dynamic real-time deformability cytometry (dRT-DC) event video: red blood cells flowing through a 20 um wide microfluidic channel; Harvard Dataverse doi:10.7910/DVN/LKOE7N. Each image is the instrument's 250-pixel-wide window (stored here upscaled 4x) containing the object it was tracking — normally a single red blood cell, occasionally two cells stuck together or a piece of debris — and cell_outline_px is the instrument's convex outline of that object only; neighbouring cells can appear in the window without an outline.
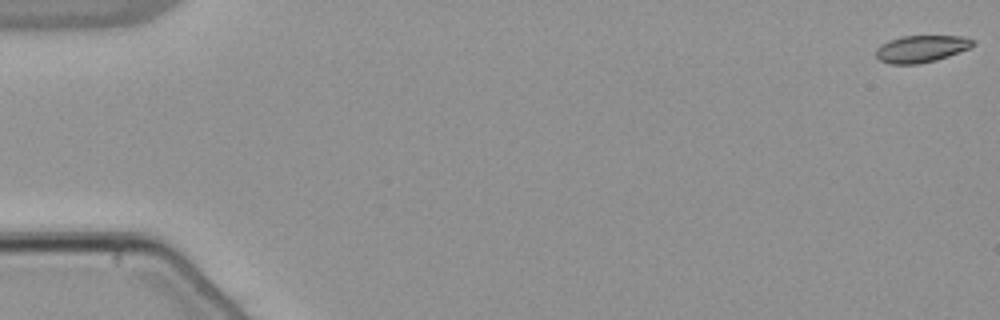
{"species": "common noctule bat (a hibernating species)", "species_latin": "Nyctalus noctula", "temperature_condition": "warm", "stored_images_in_passage": 54, "camera_frame_rate_fps": 3000, "um_per_image_px": 0.085, "animal": {"sex": "male", "body_mass_g": 21.5, "forearm_length_mm": 52.0}, "frame": {"image": 1, "passage_image": 1, "time_ms": 0.0, "image_size_px": [1000, 320], "cell_outline_px": [[976, 44], [968, 48], [948, 56], [936, 60], [920, 64], [892, 64], [880, 60], [876, 56], [876, 48], [888, 40], [904, 36], [960, 36], [976, 40]], "centroid_in_image_um": [78.31, 4.15], "position_along_channel_um": 6.7, "area_um2": 15.2}}
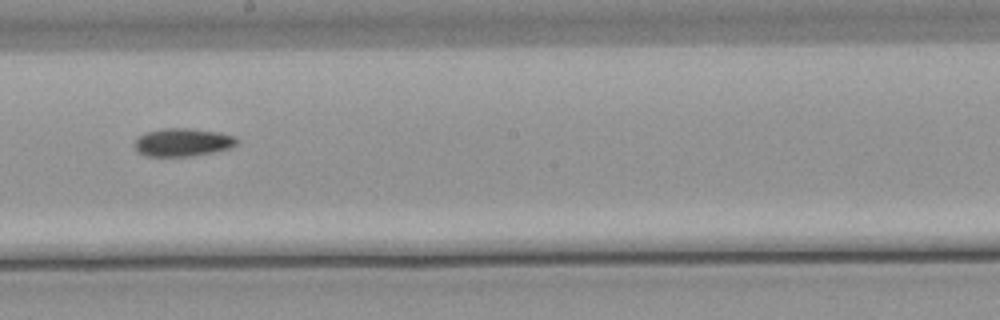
{"frame": {"image": 2, "passage_image": 31, "time_ms": 10.0, "image_size_px": [1000, 320], "cell_outline_px": [[240, 140], [236, 144], [228, 148], [212, 152], [192, 156], [144, 156], [136, 152], [132, 144], [136, 136], [144, 132], [164, 128], [192, 128], [220, 132], [232, 136]], "centroid_in_image_um": [15.43, 12.09], "position_along_channel_um": 232.8, "area_um2": 17.05}}
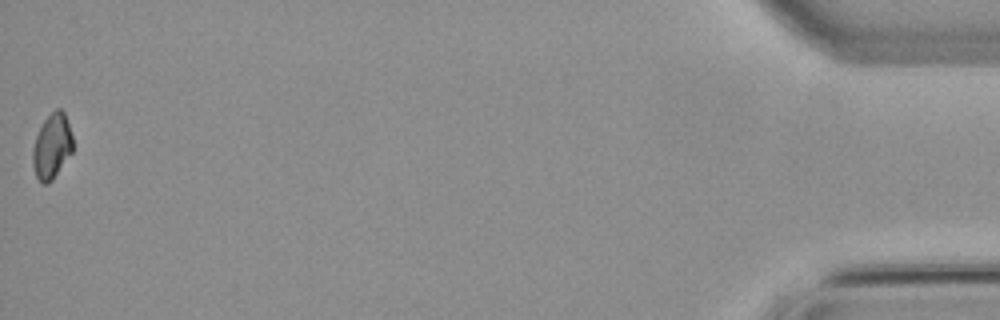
{"frame": {"image": 3, "passage_image": 54, "time_ms": 17.667, "image_size_px": [1000, 320], "cell_outline_px": [[72, 152], [52, 180], [48, 184], [44, 184], [36, 176], [32, 164], [32, 148], [36, 136], [44, 120], [56, 108], [60, 108], [64, 112], [72, 136]], "centroid_in_image_um": [4.4, 12.44], "position_along_channel_um": 430.8, "area_um2": 15.03}}